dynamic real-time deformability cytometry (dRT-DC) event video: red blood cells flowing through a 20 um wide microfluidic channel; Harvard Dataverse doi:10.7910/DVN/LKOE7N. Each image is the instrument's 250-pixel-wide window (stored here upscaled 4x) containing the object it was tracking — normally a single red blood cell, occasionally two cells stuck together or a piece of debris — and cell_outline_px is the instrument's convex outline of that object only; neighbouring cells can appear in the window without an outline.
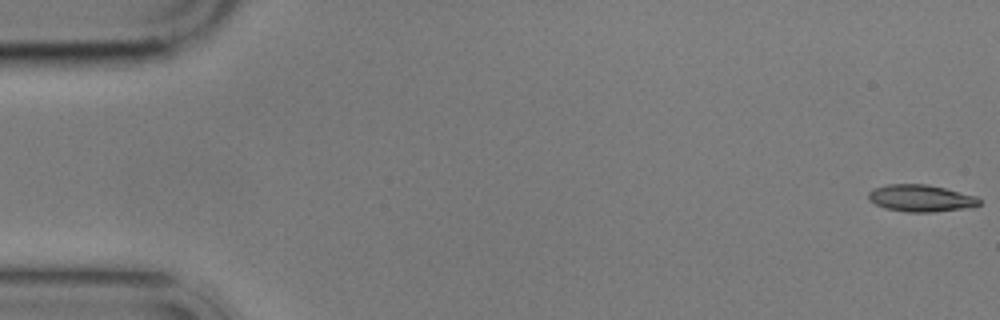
{"species": "common noctule bat (a hibernating species)", "species_latin": "Nyctalus noctula", "temperature_condition": "cold", "stored_images_in_passage": 9, "camera_frame_rate_fps": 3000, "um_per_image_px": 0.085, "animal": {"sex": "male", "body_mass_g": 17.9}, "frame": {"image": 1, "passage_image": 1, "time_ms": 0.0, "image_size_px": [1000, 320], "cell_outline_px": [[980, 204], [972, 208], [932, 212], [908, 212], [884, 208], [868, 200], [868, 192], [872, 188], [888, 184], [928, 184], [976, 196], [980, 200]], "centroid_in_image_um": [78.26, 16.85], "position_along_channel_um": 6.7, "area_um2": 17.57}}
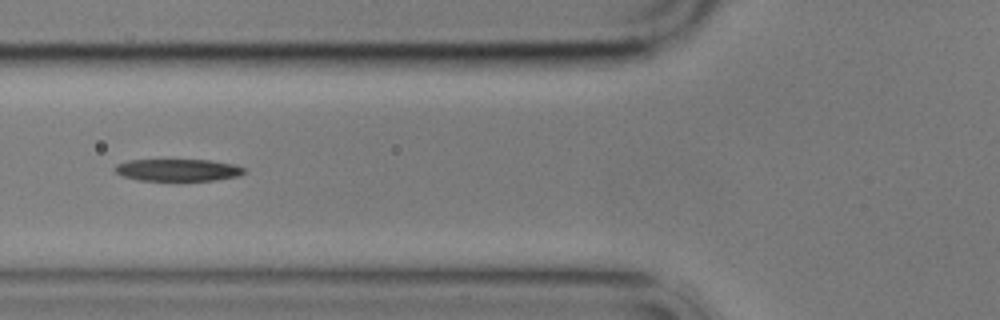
{"frame": {"image": 2, "passage_image": 7, "time_ms": 7.0, "image_size_px": [1000, 320], "cell_outline_px": [[244, 172], [240, 176], [216, 180], [136, 180], [124, 176], [116, 172], [112, 168], [116, 164], [128, 160], [208, 160], [236, 164], [244, 168]], "centroid_in_image_um": [15.12, 14.45], "position_along_channel_um": 110.7, "area_um2": 16.65}}
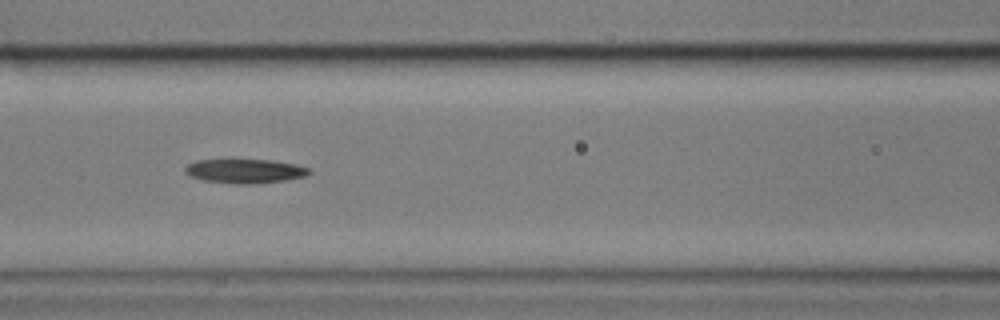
{"frame": {"image": 3, "passage_image": 8, "time_ms": 8.0, "image_size_px": [1000, 320], "cell_outline_px": [[312, 172], [304, 176], [284, 180], [256, 184], [232, 184], [204, 180], [192, 176], [184, 172], [184, 168], [188, 164], [196, 160], [272, 160], [296, 164], [308, 168]], "centroid_in_image_um": [20.82, 14.54], "position_along_channel_um": 145.8, "area_um2": 17.4}}